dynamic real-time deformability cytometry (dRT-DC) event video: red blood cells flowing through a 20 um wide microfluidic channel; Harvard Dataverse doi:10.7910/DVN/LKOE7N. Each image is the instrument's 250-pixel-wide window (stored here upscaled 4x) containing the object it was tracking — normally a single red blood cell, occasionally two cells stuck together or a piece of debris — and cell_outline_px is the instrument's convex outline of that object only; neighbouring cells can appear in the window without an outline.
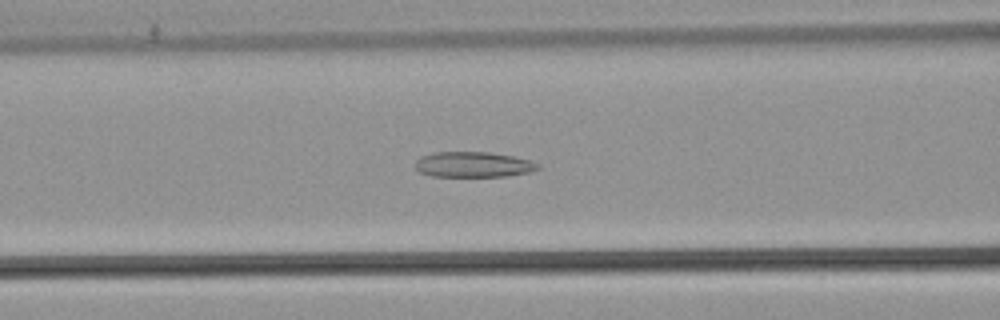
{"species": "common noctule bat (a hibernating species)", "species_latin": "Nyctalus noctula", "temperature_condition": "warm", "stored_images_in_passage": 36, "camera_frame_rate_fps": 3000, "um_per_image_px": 0.085, "animal": {"sex": "male", "body_mass_g": 21.5, "forearm_length_mm": 52.0}, "frame": {"image": 1, "passage_image": 12, "time_ms": 3.667, "image_size_px": [1000, 320], "cell_outline_px": [[540, 168], [528, 172], [508, 176], [432, 176], [420, 172], [416, 168], [416, 160], [420, 156], [432, 152], [488, 152], [512, 156], [532, 160], [540, 164]], "centroid_in_image_um": [40.24, 13.98], "position_along_channel_um": 126.4, "area_um2": 18.21}}
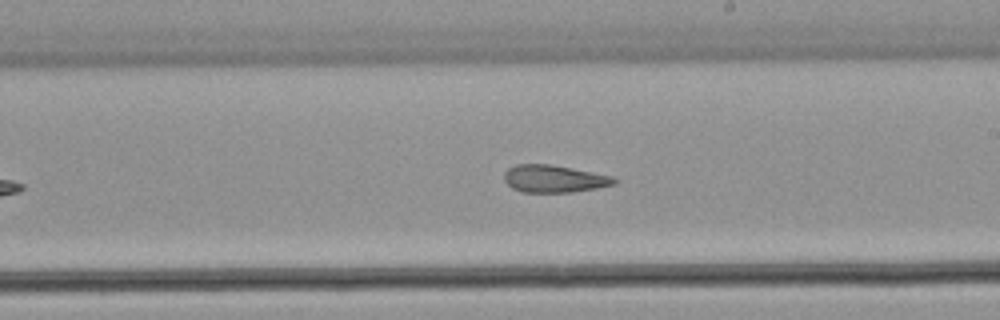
{"frame": {"image": 2, "passage_image": 21, "time_ms": 6.667, "image_size_px": [1000, 320], "cell_outline_px": [[616, 184], [596, 188], [572, 192], [524, 192], [512, 188], [504, 180], [504, 172], [508, 168], [516, 164], [552, 164], [612, 176], [616, 180]], "centroid_in_image_um": [47.07, 15.19], "position_along_channel_um": 241.9, "area_um2": 17.51}}
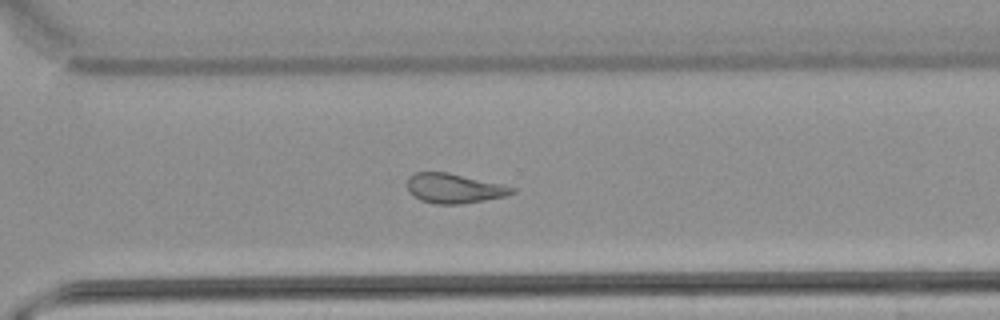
{"frame": {"image": 3, "passage_image": 28, "time_ms": 9.0, "image_size_px": [1000, 320], "cell_outline_px": [[516, 192], [504, 196], [484, 200], [460, 204], [436, 204], [420, 200], [408, 192], [408, 176], [416, 172], [448, 172], [500, 184], [516, 188]], "centroid_in_image_um": [38.57, 16.01], "position_along_channel_um": 332.0, "area_um2": 17.98}, "authors_computed_cell_mechanics": {"area_um2": 18.5538, "velocity_mm_per_s": 3.8593, "shape_relaxation_time_tau1_ms": null, "shape_relaxation_time_tau2_ms": 4.2184, "deformation_change_tau1": null, "deformation_change_tau2": 0.1491}}